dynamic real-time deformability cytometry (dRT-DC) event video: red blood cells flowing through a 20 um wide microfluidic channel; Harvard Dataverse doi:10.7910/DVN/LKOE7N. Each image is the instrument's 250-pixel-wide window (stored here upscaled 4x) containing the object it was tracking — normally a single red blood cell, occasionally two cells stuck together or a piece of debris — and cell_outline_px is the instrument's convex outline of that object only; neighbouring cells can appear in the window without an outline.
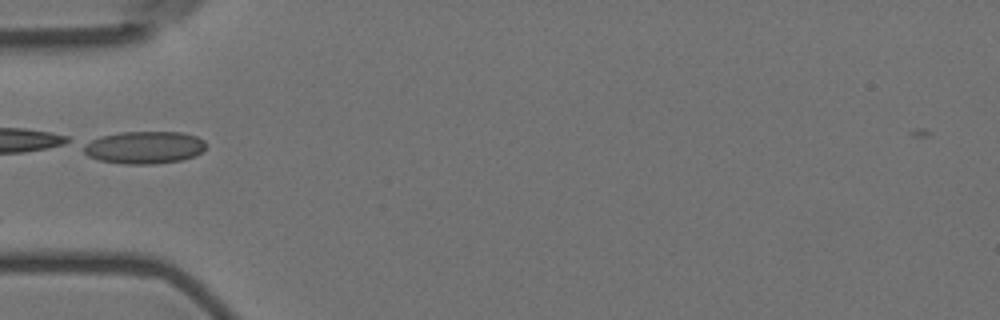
{"species": "Egyptian fruit bat (a non-hibernating species)", "species_latin": "Rousettus aegyptiacus", "temperature_condition": "room temperature", "stored_images_in_passage": 12, "camera_frame_rate_fps": 3000, "um_per_image_px": 0.085, "animal": {"sex": "female"}, "frame": {"image": 1, "passage_image": 2, "time_ms": 0.333, "image_size_px": [1000, 320], "cell_outline_px": [[208, 144], [196, 156], [180, 160], [156, 164], [124, 164], [100, 160], [88, 156], [84, 152], [84, 144], [100, 136], [120, 132], [184, 132], [196, 136], [204, 140]], "centroid_in_image_um": [12.29, 12.53], "position_along_channel_um": 72.7, "area_um2": 23.24}}